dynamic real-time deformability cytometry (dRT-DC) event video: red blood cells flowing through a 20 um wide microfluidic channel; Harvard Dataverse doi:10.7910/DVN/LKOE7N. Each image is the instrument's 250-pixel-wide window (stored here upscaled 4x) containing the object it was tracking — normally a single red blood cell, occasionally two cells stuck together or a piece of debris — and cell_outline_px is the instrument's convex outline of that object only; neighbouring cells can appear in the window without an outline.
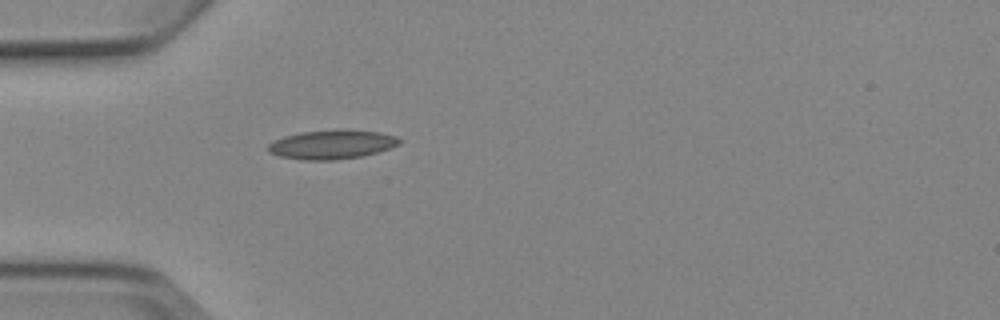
{"species": "Egyptian fruit bat (a non-hibernating species)", "species_latin": "Rousettus aegyptiacus", "temperature_condition": "cold", "stored_images_in_passage": 4, "camera_frame_rate_fps": 3000, "um_per_image_px": 0.085, "animal": {"sex": "female"}, "frame": {"image": 1, "passage_image": 4, "time_ms": 3.667, "image_size_px": [1000, 320], "cell_outline_px": [[400, 144], [392, 148], [364, 156], [336, 160], [300, 160], [280, 156], [268, 152], [268, 144], [272, 140], [284, 136], [300, 132], [380, 132], [396, 136], [400, 140]], "centroid_in_image_um": [28.18, 12.33], "position_along_channel_um": 56.8, "area_um2": 21.62}}